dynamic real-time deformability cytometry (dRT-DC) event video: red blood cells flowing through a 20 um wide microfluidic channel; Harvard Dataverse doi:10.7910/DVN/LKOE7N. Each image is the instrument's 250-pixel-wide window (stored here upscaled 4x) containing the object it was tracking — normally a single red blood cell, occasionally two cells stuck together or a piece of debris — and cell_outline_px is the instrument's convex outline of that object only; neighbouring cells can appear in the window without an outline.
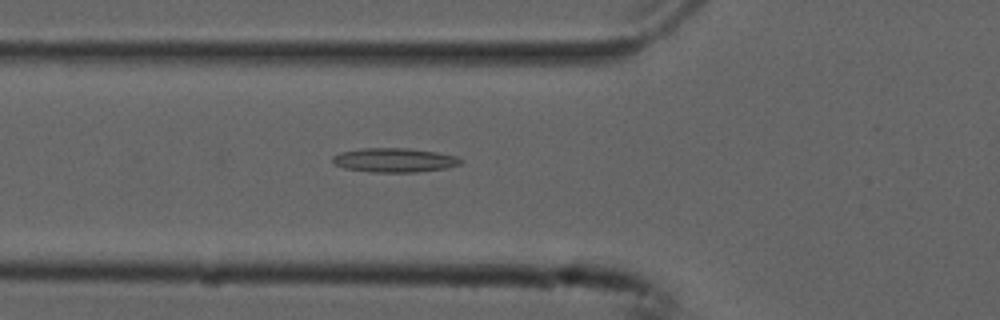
{"species": "common noctule bat (a hibernating species)", "species_latin": "Nyctalus noctula", "temperature_condition": "cold", "stored_images_in_passage": 36, "camera_frame_rate_fps": 3000, "um_per_image_px": 0.085, "animal": {"sex": "male", "forearm_length_mm": 52.5}, "frame": {"image": 1, "passage_image": 5, "time_ms": 1.333, "image_size_px": [1000, 320], "cell_outline_px": [[464, 160], [460, 164], [448, 168], [416, 172], [372, 172], [344, 168], [332, 164], [332, 156], [340, 152], [360, 148], [408, 148], [436, 152], [456, 156]], "centroid_in_image_um": [33.5, 13.61], "position_along_channel_um": 92.3, "area_um2": 18.21}}
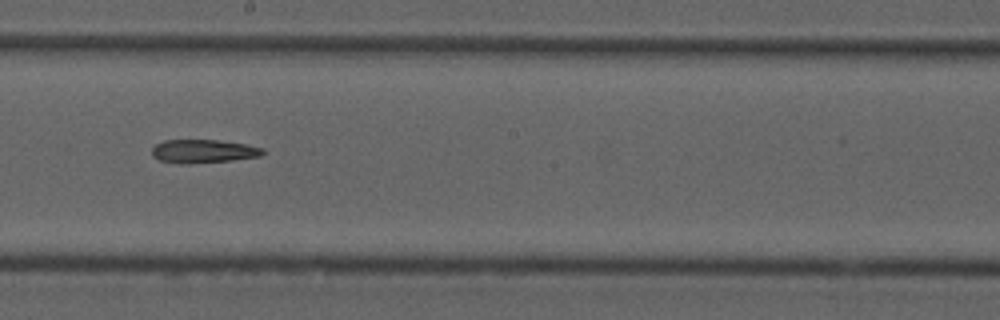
{"frame": {"image": 2, "passage_image": 16, "time_ms": 5.0, "image_size_px": [1000, 320], "cell_outline_px": [[264, 152], [260, 156], [232, 160], [188, 164], [180, 164], [160, 160], [152, 156], [152, 148], [156, 144], [164, 140], [216, 140], [244, 144], [264, 148]], "centroid_in_image_um": [17.25, 12.86], "position_along_channel_um": 230.9, "area_um2": 15.09}}
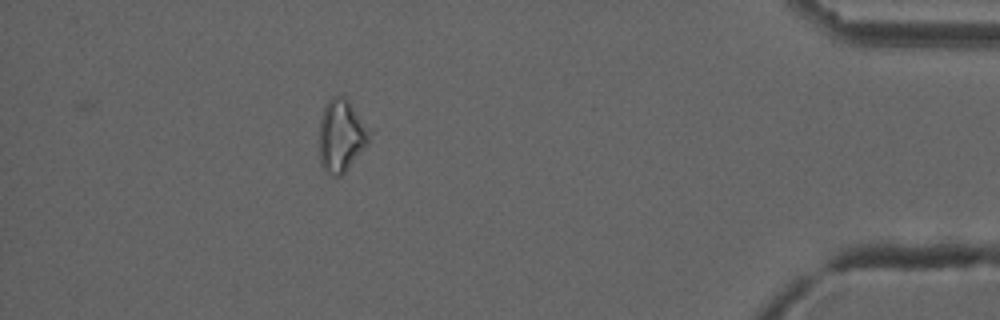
{"frame": {"image": 3, "passage_image": 34, "time_ms": 11.0, "image_size_px": [1000, 320], "cell_outline_px": [[372, 132], [368, 144], [344, 172], [340, 176], [332, 176], [324, 172], [320, 164], [320, 120], [324, 104], [332, 96], [344, 96], [348, 100]], "centroid_in_image_um": [29.0, 11.53], "position_along_channel_um": 406.2, "area_um2": 21.21}}